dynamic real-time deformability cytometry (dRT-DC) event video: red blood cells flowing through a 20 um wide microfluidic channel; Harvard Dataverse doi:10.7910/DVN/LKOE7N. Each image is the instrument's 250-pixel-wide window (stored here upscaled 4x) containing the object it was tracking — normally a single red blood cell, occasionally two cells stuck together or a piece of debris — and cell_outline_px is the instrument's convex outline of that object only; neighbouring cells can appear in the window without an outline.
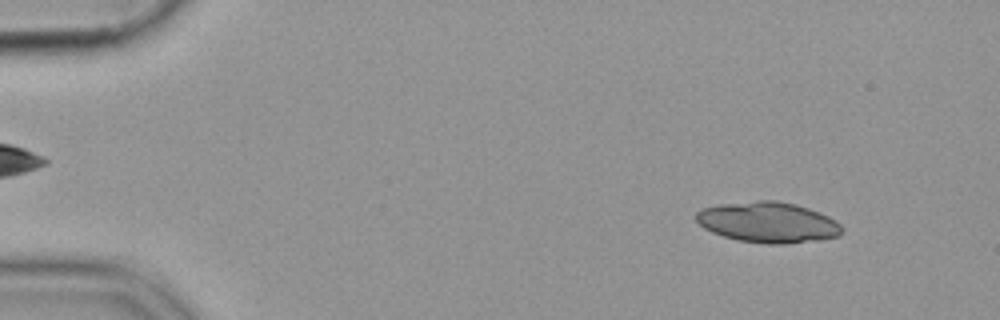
{"species": "common noctule bat (a hibernating species)", "species_latin": "Nyctalus noctula", "temperature_condition": "cold", "stored_images_in_passage": 54, "camera_frame_rate_fps": 3000, "um_per_image_px": 0.085, "animal": {"sex": "female", "body_mass_g": 19.9}, "frame": {"image": 1, "passage_image": 5, "time_ms": 1.333, "image_size_px": [1000, 320], "cell_outline_px": [[844, 232], [840, 236], [816, 240], [784, 244], [768, 244], [740, 240], [724, 236], [712, 232], [704, 228], [696, 220], [696, 212], [704, 208], [720, 204], [756, 200], [776, 200], [796, 204], [820, 212], [836, 220], [844, 228]], "centroid_in_image_um": [65.32, 18.89], "position_along_channel_um": 19.7, "area_um2": 34.62}}